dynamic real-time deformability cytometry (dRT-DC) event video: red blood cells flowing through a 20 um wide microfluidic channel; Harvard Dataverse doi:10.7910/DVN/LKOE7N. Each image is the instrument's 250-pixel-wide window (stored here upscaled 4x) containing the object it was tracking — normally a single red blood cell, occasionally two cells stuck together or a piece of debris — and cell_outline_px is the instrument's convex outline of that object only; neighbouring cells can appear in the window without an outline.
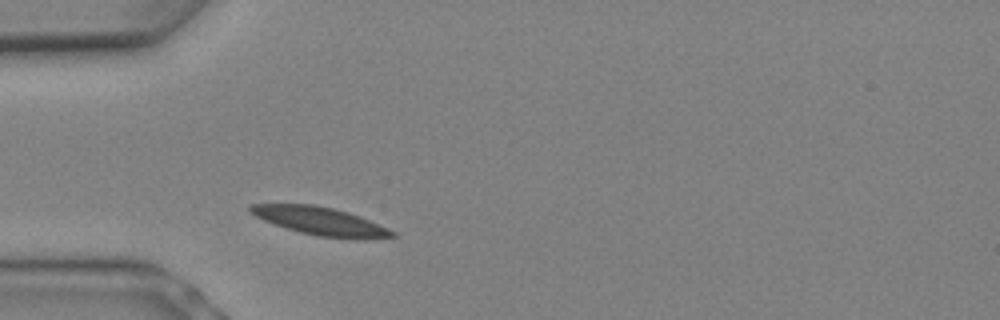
{"species": "Egyptian fruit bat (a non-hibernating species)", "species_latin": "Rousettus aegyptiacus", "temperature_condition": "warm", "stored_images_in_passage": 2, "camera_frame_rate_fps": 3000, "um_per_image_px": 0.085, "animal": {"sex": "female"}, "frame": {"image": 1, "passage_image": 2, "time_ms": 0.333, "image_size_px": [1000, 320], "cell_outline_px": [[396, 236], [364, 240], [360, 240], [316, 236], [300, 232], [264, 220], [256, 216], [248, 208], [252, 204], [312, 204], [332, 208], [348, 212], [360, 216], [396, 232]], "centroid_in_image_um": [27.3, 18.81], "position_along_channel_um": 57.7, "area_um2": 23.06}}